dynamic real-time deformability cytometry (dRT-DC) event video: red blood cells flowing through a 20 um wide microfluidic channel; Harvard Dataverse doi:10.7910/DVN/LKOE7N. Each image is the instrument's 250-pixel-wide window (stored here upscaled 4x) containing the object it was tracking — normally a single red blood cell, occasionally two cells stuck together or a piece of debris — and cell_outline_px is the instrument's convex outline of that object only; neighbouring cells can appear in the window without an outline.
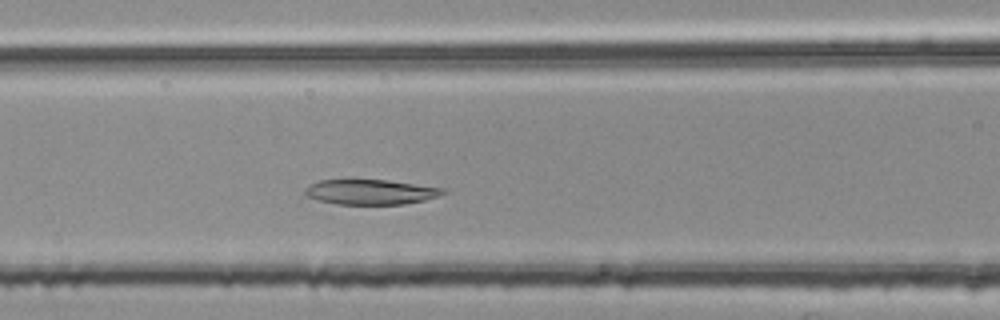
{"species": "common noctule bat (a hibernating species)", "species_latin": "Nyctalus noctula", "temperature_condition": "room temperature", "stored_images_in_passage": 43, "camera_frame_rate_fps": 3000, "um_per_image_px": 0.085, "animal": {"sex": "female", "body_mass_g": 25.1}, "frame": {"image": 1, "passage_image": 16, "time_ms": 5.0, "image_size_px": [1000, 320], "cell_outline_px": [[444, 192], [436, 196], [424, 200], [404, 204], [336, 204], [304, 196], [304, 188], [308, 184], [320, 180], [388, 180], [444, 188]], "centroid_in_image_um": [31.42, 16.31], "position_along_channel_um": 135.2, "area_um2": 20.0}}
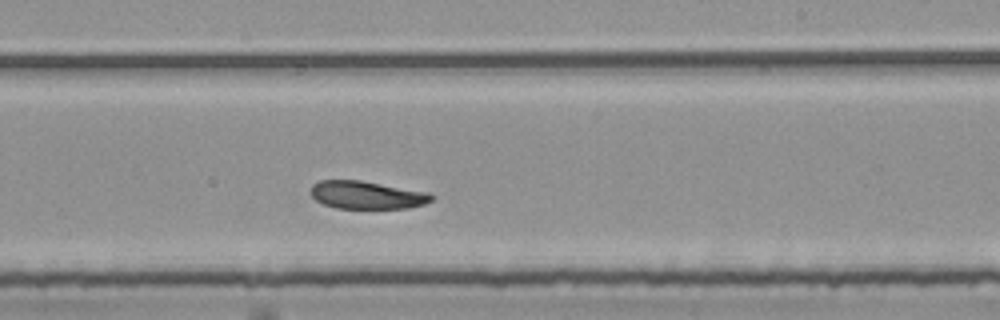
{"frame": {"image": 2, "passage_image": 26, "time_ms": 8.333, "image_size_px": [1000, 320], "cell_outline_px": [[436, 196], [432, 200], [424, 204], [408, 208], [336, 208], [324, 204], [316, 200], [308, 192], [312, 184], [320, 180], [360, 180], [428, 192]], "centroid_in_image_um": [31.16, 16.57], "position_along_channel_um": 257.8, "area_um2": 19.71}}
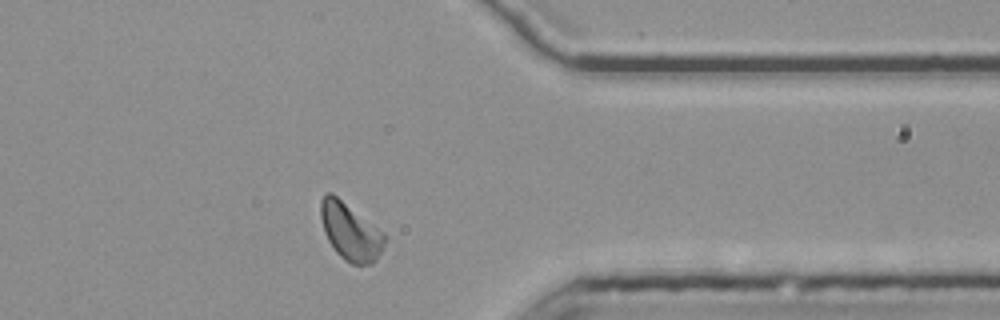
{"frame": {"image": 3, "passage_image": 37, "time_ms": 12.0, "image_size_px": [1000, 320], "cell_outline_px": [[388, 236], [376, 260], [372, 264], [352, 264], [344, 260], [336, 252], [328, 240], [324, 232], [320, 216], [320, 200], [324, 192], [332, 192], [384, 232]], "centroid_in_image_um": [29.77, 19.66], "position_along_channel_um": 381.6, "area_um2": 21.5}}